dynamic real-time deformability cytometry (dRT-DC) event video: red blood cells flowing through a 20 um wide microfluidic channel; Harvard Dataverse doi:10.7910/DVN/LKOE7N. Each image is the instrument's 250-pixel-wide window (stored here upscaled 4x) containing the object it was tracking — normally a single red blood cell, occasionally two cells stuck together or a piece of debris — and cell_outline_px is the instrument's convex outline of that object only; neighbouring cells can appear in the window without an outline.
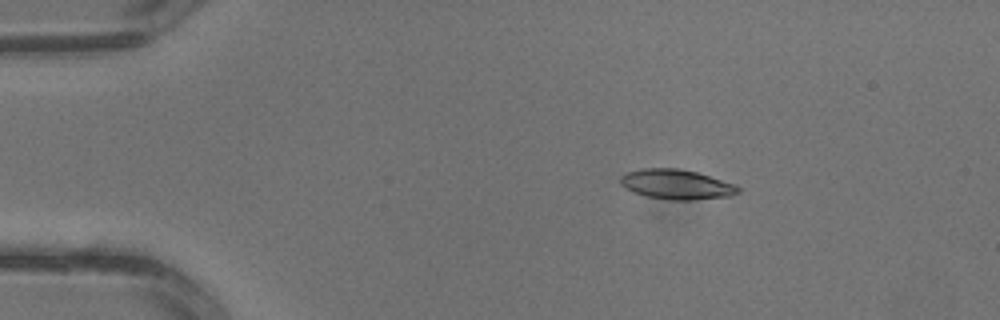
{"species": "common noctule bat (a hibernating species)", "species_latin": "Nyctalus noctula", "temperature_condition": "warm", "stored_images_in_passage": 2, "camera_frame_rate_fps": 3000, "um_per_image_px": 0.085, "animal": {"sex": "male", "body_mass_g": 13.3}, "frame": {"image": 1, "passage_image": 2, "time_ms": 0.333, "image_size_px": [1000, 320], "cell_outline_px": [[740, 192], [732, 196], [692, 200], [668, 200], [648, 196], [632, 192], [624, 188], [620, 184], [620, 176], [624, 172], [640, 168], [676, 168], [696, 172], [736, 184], [740, 188]], "centroid_in_image_um": [57.48, 15.67], "position_along_channel_um": 27.5, "area_um2": 20.75}}